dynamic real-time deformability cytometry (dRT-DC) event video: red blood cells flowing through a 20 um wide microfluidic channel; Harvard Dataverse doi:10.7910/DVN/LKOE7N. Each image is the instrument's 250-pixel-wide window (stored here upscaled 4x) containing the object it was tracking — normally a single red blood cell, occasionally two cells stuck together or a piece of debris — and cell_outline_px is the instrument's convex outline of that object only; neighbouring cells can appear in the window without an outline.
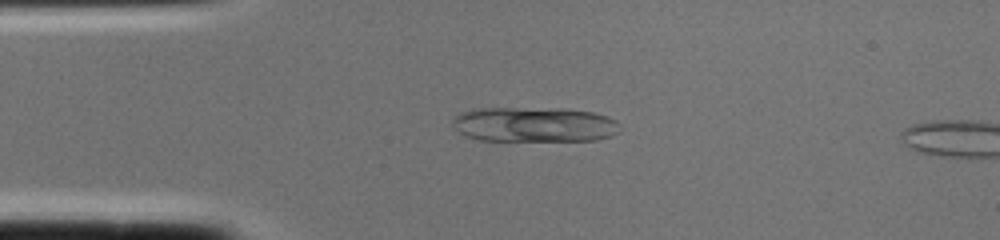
{"species": "common noctule bat (a hibernating species)", "species_latin": "Nyctalus noctula", "temperature_condition": "cold", "stored_images_in_passage": 3, "camera_frame_rate_fps": 3000, "um_per_image_px": 0.085, "animal": {"sex": "female", "body_mass_g": 22.0, "forearm_length_mm": 56.7}, "frame": {"image": 1, "passage_image": 1, "time_ms": 0.0, "image_size_px": [1000, 240], "cell_outline_px": [[620, 132], [612, 136], [596, 140], [480, 140], [464, 136], [452, 124], [452, 120], [460, 112], [472, 108], [560, 108], [592, 112], [608, 116], [616, 120], [620, 124]], "centroid_in_image_um": [45.43, 10.57], "position_along_channel_um": 39.6, "area_um2": 34.39}}